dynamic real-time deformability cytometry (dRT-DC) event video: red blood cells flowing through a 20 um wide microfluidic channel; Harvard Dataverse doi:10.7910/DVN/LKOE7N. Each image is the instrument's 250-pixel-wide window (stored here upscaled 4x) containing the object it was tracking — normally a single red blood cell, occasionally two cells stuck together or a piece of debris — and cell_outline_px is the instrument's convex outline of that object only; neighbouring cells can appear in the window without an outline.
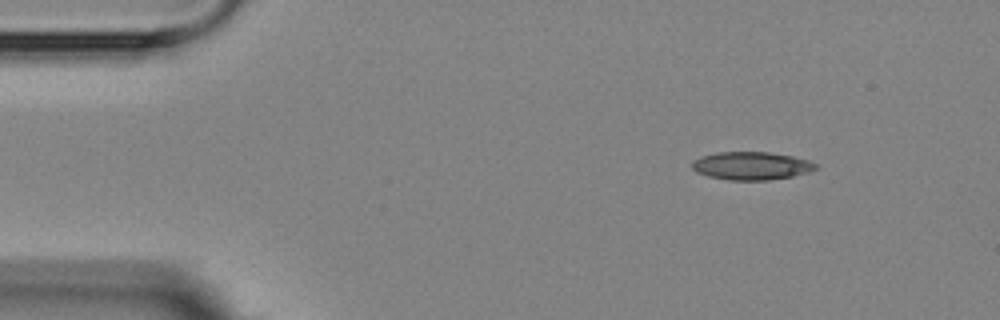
{"species": "Egyptian fruit bat (a non-hibernating species)", "species_latin": "Rousettus aegyptiacus", "temperature_condition": "room temperature", "stored_images_in_passage": 3, "camera_frame_rate_fps": 3000, "um_per_image_px": 0.085, "animal": {"sex": "female"}, "frame": {"image": 1, "passage_image": 3, "time_ms": 3.333, "image_size_px": [1000, 320], "cell_outline_px": [[820, 168], [808, 172], [792, 176], [768, 180], [728, 180], [708, 176], [696, 172], [692, 168], [692, 160], [700, 156], [716, 152], [768, 152], [792, 156], [808, 160], [816, 164]], "centroid_in_image_um": [63.85, 14.09], "position_along_channel_um": 21.2, "area_um2": 20.29}}